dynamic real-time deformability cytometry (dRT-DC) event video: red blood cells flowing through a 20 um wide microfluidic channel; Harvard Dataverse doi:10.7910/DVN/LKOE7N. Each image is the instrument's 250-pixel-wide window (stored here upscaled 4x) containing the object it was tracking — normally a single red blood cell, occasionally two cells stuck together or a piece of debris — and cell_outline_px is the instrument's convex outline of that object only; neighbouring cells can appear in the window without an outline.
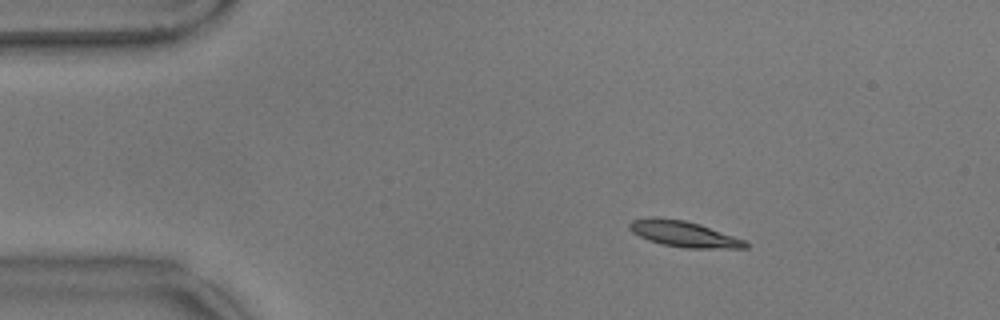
{"species": "common noctule bat (a hibernating species)", "species_latin": "Nyctalus noctula", "temperature_condition": "warm", "stored_images_in_passage": 57, "camera_frame_rate_fps": 3000, "um_per_image_px": 0.085, "animal": {"sex": "male", "body_mass_g": 17.9}, "frame": {"image": 1, "passage_image": 9, "time_ms": 2.667, "image_size_px": [1000, 320], "cell_outline_px": [[748, 248], [688, 248], [660, 244], [648, 240], [632, 232], [628, 228], [628, 224], [632, 220], [648, 216], [656, 216], [684, 220], [700, 224], [744, 240], [748, 244]], "centroid_in_image_um": [58.06, 19.87], "position_along_channel_um": 26.9, "area_um2": 17.57}}
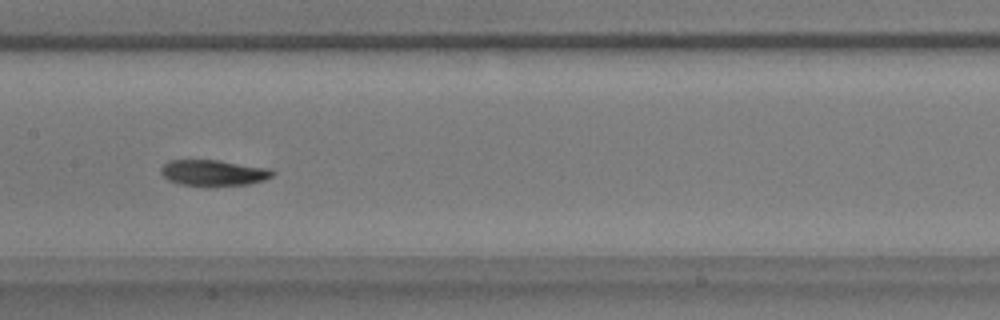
{"frame": {"image": 2, "passage_image": 28, "time_ms": 9.0, "image_size_px": [1000, 320], "cell_outline_px": [[276, 172], [272, 176], [264, 180], [248, 184], [180, 184], [168, 180], [160, 172], [160, 168], [168, 160], [216, 160], [272, 168]], "centroid_in_image_um": [18.17, 14.65], "position_along_channel_um": 189.2, "area_um2": 16.47}}
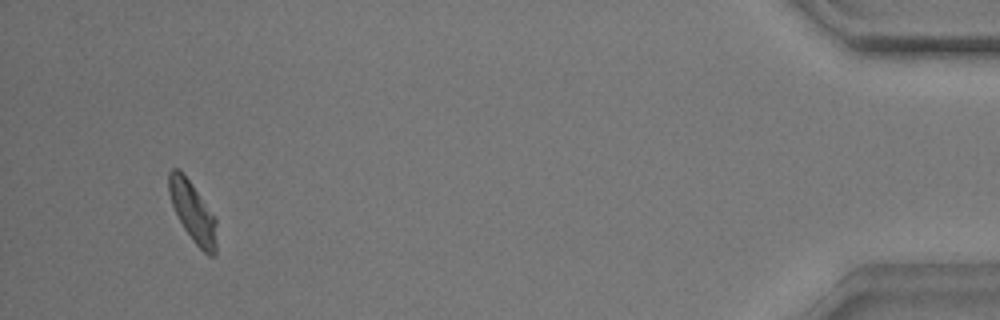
{"frame": {"image": 3, "passage_image": 54, "time_ms": 17.667, "image_size_px": [1000, 320], "cell_outline_px": [[216, 256], [208, 256], [192, 240], [184, 228], [172, 204], [168, 192], [168, 172], [172, 168], [176, 168], [192, 184], [216, 216]], "centroid_in_image_um": [16.41, 18.03], "position_along_channel_um": 418.8, "area_um2": 16.65}, "authors_computed_cell_mechanics": {"area_um2": 17.051, "velocity_mm_per_s": 3.5225, "shape_relaxation_time_tau1_ms": 6.0411, "shape_relaxation_time_tau2_ms": 4.2926, "deformation_change_tau1": 0.161, "deformation_change_tau2": 0.0809}}